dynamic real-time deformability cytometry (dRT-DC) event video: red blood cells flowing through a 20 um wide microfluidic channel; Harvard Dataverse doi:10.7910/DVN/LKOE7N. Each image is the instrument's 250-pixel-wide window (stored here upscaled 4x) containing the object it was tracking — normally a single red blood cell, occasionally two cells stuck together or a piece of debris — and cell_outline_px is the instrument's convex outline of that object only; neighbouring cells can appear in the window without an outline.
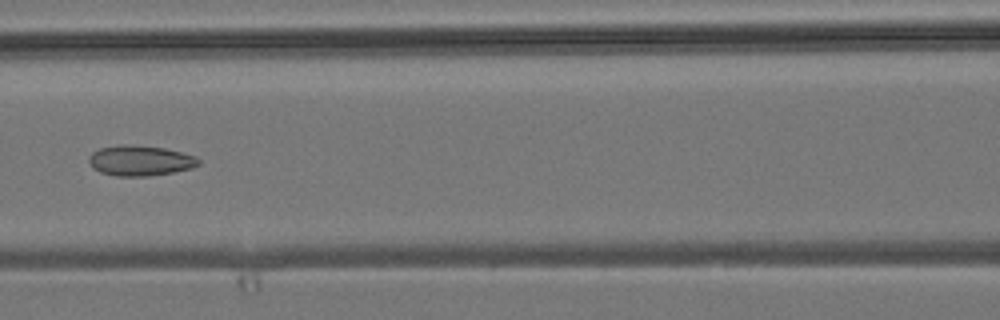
{"species": "common noctule bat (a hibernating species)", "species_latin": "Nyctalus noctula", "temperature_condition": "room temperature", "stored_images_in_passage": 6, "camera_frame_rate_fps": 3000, "um_per_image_px": 0.085, "animal": {"sex": "male", "body_mass_g": 19.2, "forearm_length_mm": 51.8}, "frame": {"image": 1, "passage_image": 5, "time_ms": 5.0, "image_size_px": [1000, 320], "cell_outline_px": [[200, 164], [192, 168], [172, 172], [148, 176], [116, 176], [100, 172], [92, 168], [88, 160], [88, 156], [92, 152], [100, 148], [124, 144], [128, 144], [164, 148], [196, 156], [200, 160]], "centroid_in_image_um": [11.89, 13.65], "position_along_channel_um": 154.7, "area_um2": 19.42}}
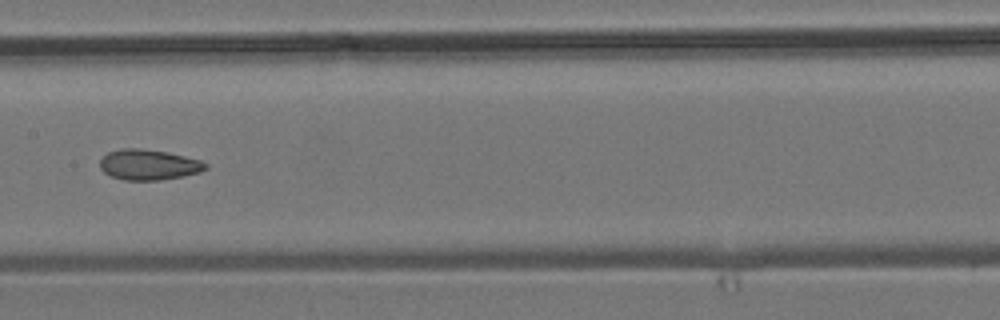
{"frame": {"image": 2, "passage_image": 6, "time_ms": 6.0, "image_size_px": [1000, 320], "cell_outline_px": [[208, 168], [200, 172], [160, 180], [124, 180], [112, 176], [104, 172], [100, 168], [100, 160], [108, 152], [120, 148], [140, 148], [164, 152], [184, 156], [200, 160], [208, 164]], "centroid_in_image_um": [12.62, 14.0], "position_along_channel_um": 194.8, "area_um2": 18.61}}